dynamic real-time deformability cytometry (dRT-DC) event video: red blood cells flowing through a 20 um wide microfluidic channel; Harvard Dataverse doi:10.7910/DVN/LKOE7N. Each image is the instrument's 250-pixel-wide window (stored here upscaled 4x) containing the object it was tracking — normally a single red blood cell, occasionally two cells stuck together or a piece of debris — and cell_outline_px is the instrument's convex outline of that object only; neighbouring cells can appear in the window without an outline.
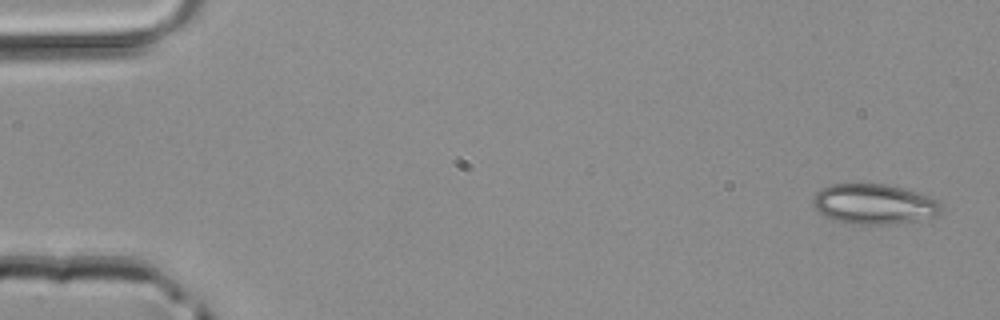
{"species": "common noctule bat (a hibernating species)", "species_latin": "Nyctalus noctula", "temperature_condition": "room temperature", "stored_images_in_passage": 5, "camera_frame_rate_fps": 3000, "um_per_image_px": 0.085, "animal": {"sex": "male", "body_mass_g": 20.4}, "frame": {"image": 1, "passage_image": 1, "time_ms": 0.0, "image_size_px": [1000, 320], "cell_outline_px": [[940, 212], [936, 216], [896, 224], [848, 224], [832, 220], [824, 216], [812, 204], [812, 200], [816, 192], [820, 188], [832, 184], [888, 184], [904, 188], [928, 196], [936, 200], [940, 204]], "centroid_in_image_um": [74.25, 17.35], "position_along_channel_um": 10.8, "area_um2": 30.11}}